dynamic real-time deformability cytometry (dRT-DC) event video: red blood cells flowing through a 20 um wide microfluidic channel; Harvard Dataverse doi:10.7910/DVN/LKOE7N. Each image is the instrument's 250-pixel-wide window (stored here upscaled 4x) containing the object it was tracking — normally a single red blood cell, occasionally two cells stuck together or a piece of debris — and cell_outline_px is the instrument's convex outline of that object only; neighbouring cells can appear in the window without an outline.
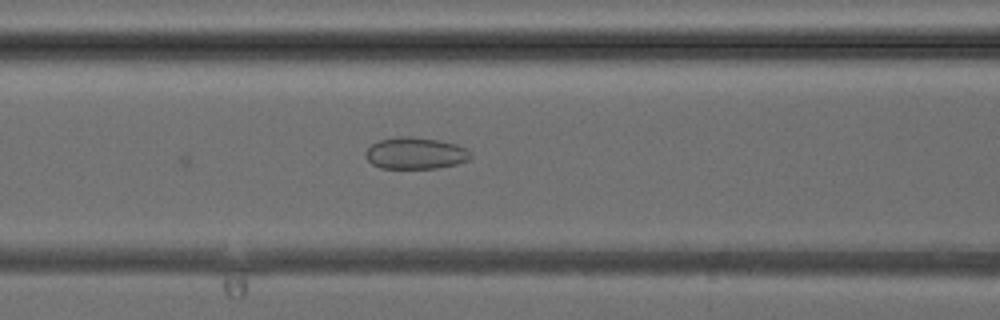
{"species": "common noctule bat (a hibernating species)", "species_latin": "Nyctalus noctula", "temperature_condition": "cold", "stored_images_in_passage": 6, "camera_frame_rate_fps": 3000, "um_per_image_px": 0.085, "animal": {"sex": "female", "body_mass_g": 24.6, "forearm_length_mm": 56.2}, "frame": {"image": 1, "passage_image": 6, "time_ms": 7.0, "image_size_px": [1000, 320], "cell_outline_px": [[472, 156], [468, 160], [456, 164], [436, 168], [380, 168], [372, 164], [364, 156], [364, 152], [372, 144], [380, 140], [400, 136], [408, 136], [440, 140], [456, 144], [472, 152]], "centroid_in_image_um": [35.3, 13.02], "position_along_channel_um": 131.3, "area_um2": 19.42}}